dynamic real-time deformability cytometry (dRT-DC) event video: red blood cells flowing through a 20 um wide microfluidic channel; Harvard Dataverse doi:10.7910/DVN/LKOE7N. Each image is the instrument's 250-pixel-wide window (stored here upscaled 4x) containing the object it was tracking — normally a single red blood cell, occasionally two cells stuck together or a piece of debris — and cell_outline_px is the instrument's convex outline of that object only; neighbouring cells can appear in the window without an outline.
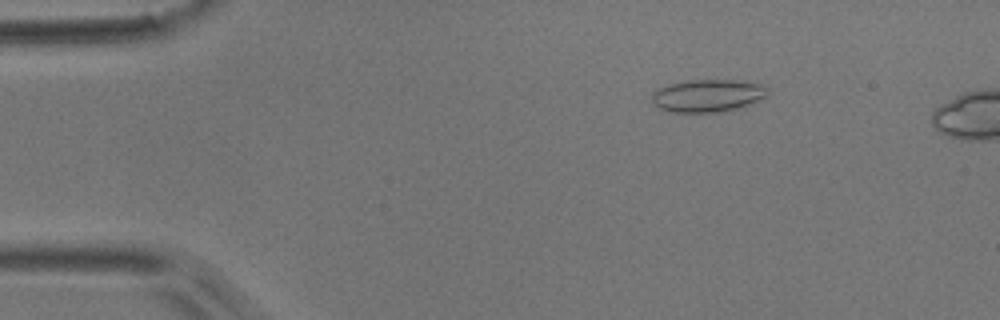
{"species": "common noctule bat (a hibernating species)", "species_latin": "Nyctalus noctula", "temperature_condition": "room temperature", "stored_images_in_passage": 6, "camera_frame_rate_fps": 3000, "um_per_image_px": 0.085, "animal": {"sex": "male", "body_mass_g": 17.9}, "frame": {"image": 1, "passage_image": 2, "time_ms": 1.333, "image_size_px": [1000, 320], "cell_outline_px": [[768, 92], [764, 96], [740, 108], [716, 112], [672, 112], [660, 108], [652, 104], [652, 96], [656, 88], [688, 80], [740, 80], [764, 84], [768, 88]], "centroid_in_image_um": [60.14, 8.12], "position_along_channel_um": 24.9, "area_um2": 21.91}}
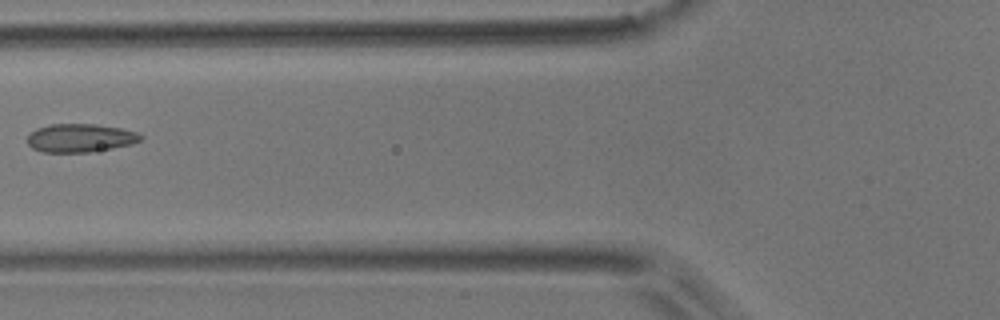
{"frame": {"image": 2, "passage_image": 5, "time_ms": 5.667, "image_size_px": [1000, 320], "cell_outline_px": [[144, 136], [140, 140], [132, 144], [92, 152], [40, 152], [32, 148], [28, 144], [28, 136], [36, 128], [52, 124], [96, 124], [120, 128], [136, 132]], "centroid_in_image_um": [6.82, 11.73], "position_along_channel_um": 119.0, "area_um2": 18.73}}
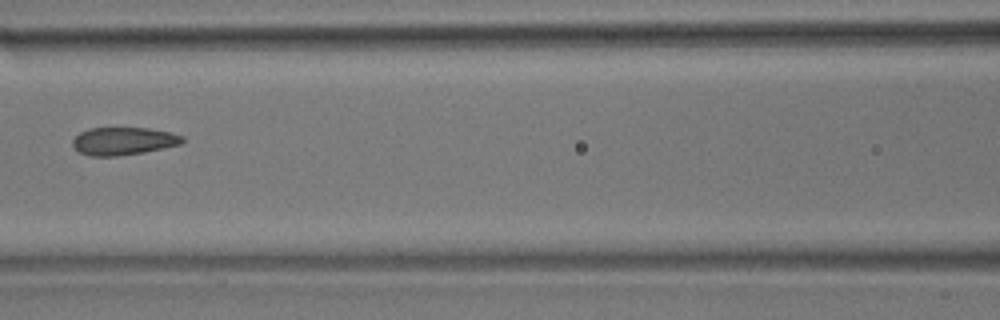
{"frame": {"image": 3, "passage_image": 6, "time_ms": 6.667, "image_size_px": [1000, 320], "cell_outline_px": [[184, 140], [180, 144], [144, 152], [116, 156], [92, 156], [80, 152], [72, 144], [72, 140], [80, 132], [88, 128], [148, 128], [172, 132], [184, 136]], "centroid_in_image_um": [10.5, 11.98], "position_along_channel_um": 156.1, "area_um2": 17.69}}